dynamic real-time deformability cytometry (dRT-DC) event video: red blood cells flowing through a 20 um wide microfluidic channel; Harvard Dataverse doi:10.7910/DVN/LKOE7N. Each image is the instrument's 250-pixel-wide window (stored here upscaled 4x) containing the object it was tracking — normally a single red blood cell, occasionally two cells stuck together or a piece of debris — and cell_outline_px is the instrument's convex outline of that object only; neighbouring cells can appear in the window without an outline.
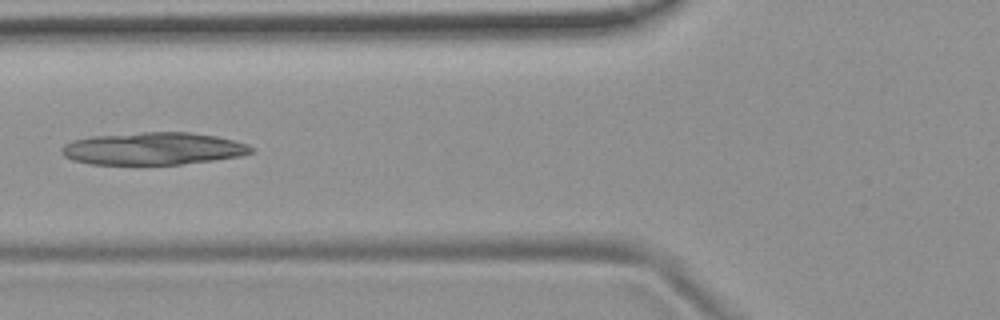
{"species": "common noctule bat (a hibernating species)", "species_latin": "Nyctalus noctula", "temperature_condition": "room temperature", "stored_images_in_passage": 54, "camera_frame_rate_fps": 3000, "um_per_image_px": 0.085, "animal": {"sex": "female", "body_mass_g": 19.9}, "frame": {"image": 1, "passage_image": 21, "time_ms": 6.667, "image_size_px": [1000, 320], "cell_outline_px": [[256, 148], [252, 152], [244, 156], [180, 164], [88, 164], [72, 160], [64, 156], [60, 152], [60, 148], [64, 144], [72, 140], [92, 136], [144, 132], [188, 132], [216, 136], [248, 144]], "centroid_in_image_um": [13.01, 12.63], "position_along_channel_um": 112.8, "area_um2": 35.95}}
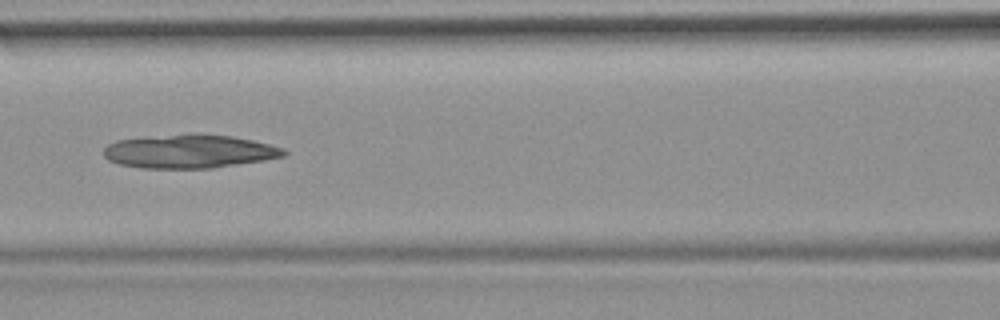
{"frame": {"image": 2, "passage_image": 24, "time_ms": 7.667, "image_size_px": [1000, 320], "cell_outline_px": [[288, 152], [284, 156], [264, 160], [212, 168], [140, 168], [120, 164], [108, 160], [104, 156], [104, 148], [108, 144], [116, 140], [148, 136], [192, 132], [200, 132], [232, 136], [252, 140], [284, 148]], "centroid_in_image_um": [16.08, 12.84], "position_along_channel_um": 150.5, "area_um2": 35.78}}
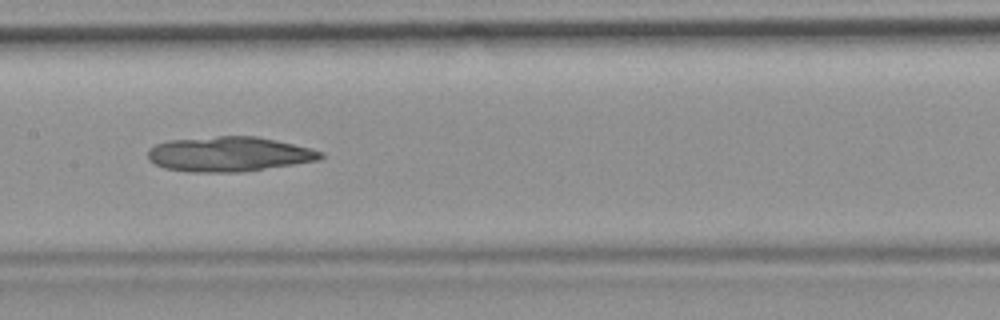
{"frame": {"image": 3, "passage_image": 27, "time_ms": 8.667, "image_size_px": [1000, 320], "cell_outline_px": [[324, 156], [320, 160], [240, 172], [188, 172], [164, 168], [148, 160], [148, 148], [156, 144], [168, 140], [216, 136], [256, 136], [276, 140], [312, 148], [324, 152]], "centroid_in_image_um": [19.46, 13.09], "position_along_channel_um": 187.9, "area_um2": 35.26}}